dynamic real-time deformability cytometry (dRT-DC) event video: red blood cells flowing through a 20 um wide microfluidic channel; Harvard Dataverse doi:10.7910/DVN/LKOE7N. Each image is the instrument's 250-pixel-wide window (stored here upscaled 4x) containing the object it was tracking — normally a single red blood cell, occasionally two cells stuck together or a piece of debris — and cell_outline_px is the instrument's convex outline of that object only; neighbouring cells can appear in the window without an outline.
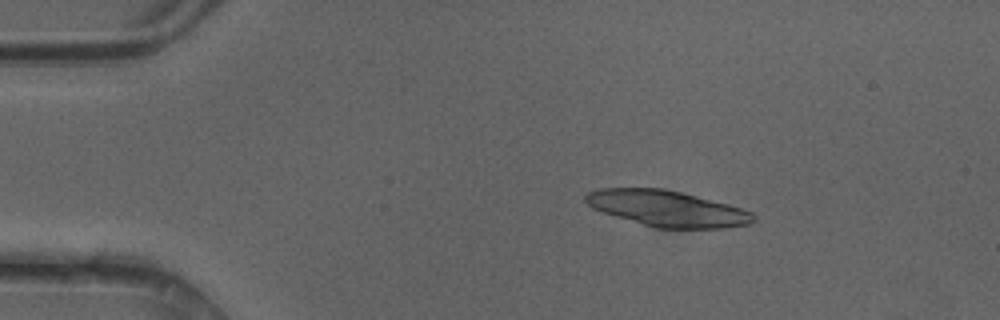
{"species": "common noctule bat (a hibernating species)", "species_latin": "Nyctalus noctula", "temperature_condition": "cold", "stored_images_in_passage": 49, "camera_frame_rate_fps": 3000, "um_per_image_px": 0.085, "animal": {"sex": "female"}, "frame": {"image": 1, "passage_image": 8, "time_ms": 2.333, "image_size_px": [1000, 320], "cell_outline_px": [[756, 220], [748, 224], [724, 228], [660, 228], [644, 224], [616, 216], [592, 208], [584, 200], [584, 196], [588, 192], [600, 188], [664, 188], [728, 204], [752, 212], [756, 216]], "centroid_in_image_um": [56.72, 17.71], "position_along_channel_um": 28.3, "area_um2": 34.74}}